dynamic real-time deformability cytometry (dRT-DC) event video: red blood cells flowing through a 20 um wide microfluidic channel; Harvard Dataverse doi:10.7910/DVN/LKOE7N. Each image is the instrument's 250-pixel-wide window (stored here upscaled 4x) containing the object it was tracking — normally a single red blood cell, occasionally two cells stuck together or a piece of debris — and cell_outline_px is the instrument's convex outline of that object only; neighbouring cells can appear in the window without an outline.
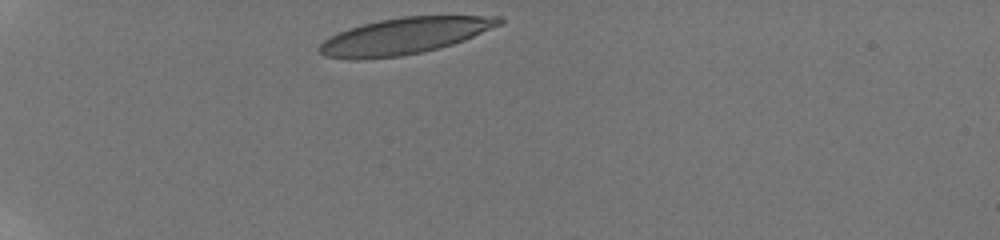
{"species": "human", "species_latin": "Homo sapiens", "temperature_condition": "room temperature", "stored_images_in_passage": 35, "camera_frame_rate_fps": 3000, "um_per_image_px": 0.085, "donor": {"sex": "male"}, "frame": {"image": 1, "passage_image": 1, "time_ms": 0.0, "image_size_px": [1000, 240], "cell_outline_px": [[504, 20], [500, 24], [464, 40], [452, 44], [420, 52], [400, 56], [360, 60], [352, 60], [324, 56], [316, 48], [324, 40], [348, 28], [380, 20], [404, 16], [504, 16]], "centroid_in_image_um": [34.34, 3.06], "position_along_channel_um": 50.7, "area_um2": 37.8}}
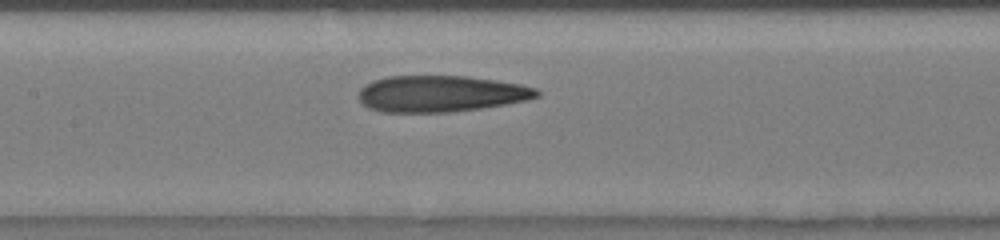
{"frame": {"image": 2, "passage_image": 14, "time_ms": 4.333, "image_size_px": [1000, 240], "cell_outline_px": [[540, 96], [528, 100], [480, 108], [448, 112], [380, 112], [368, 108], [360, 100], [360, 88], [364, 84], [372, 80], [388, 76], [468, 76], [496, 80], [520, 84], [536, 88], [540, 92]], "centroid_in_image_um": [37.46, 7.96], "position_along_channel_um": 169.9, "area_um2": 37.86}}
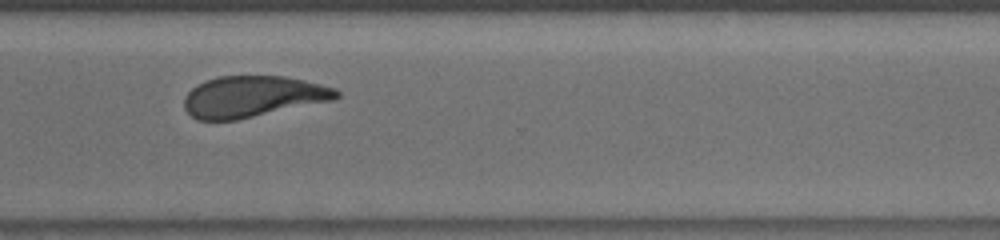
{"frame": {"image": 3, "passage_image": 28, "time_ms": 9.0, "image_size_px": [1000, 240], "cell_outline_px": [[340, 96], [336, 100], [236, 120], [196, 120], [184, 108], [184, 96], [196, 84], [204, 80], [220, 76], [284, 76], [304, 80], [336, 88], [340, 92]], "centroid_in_image_um": [21.5, 8.21], "position_along_channel_um": 349.1, "area_um2": 36.88}, "authors_computed_cell_mechanics": {"area_um2": 37.8012, "velocity_mm_per_s": 3.8464, "shape_relaxation_time_tau1_ms": 9.3168, "shape_relaxation_time_tau2_ms": 1.9045, "deformation_change_tau1": 0.2514, "deformation_change_tau2": 0.1027}}